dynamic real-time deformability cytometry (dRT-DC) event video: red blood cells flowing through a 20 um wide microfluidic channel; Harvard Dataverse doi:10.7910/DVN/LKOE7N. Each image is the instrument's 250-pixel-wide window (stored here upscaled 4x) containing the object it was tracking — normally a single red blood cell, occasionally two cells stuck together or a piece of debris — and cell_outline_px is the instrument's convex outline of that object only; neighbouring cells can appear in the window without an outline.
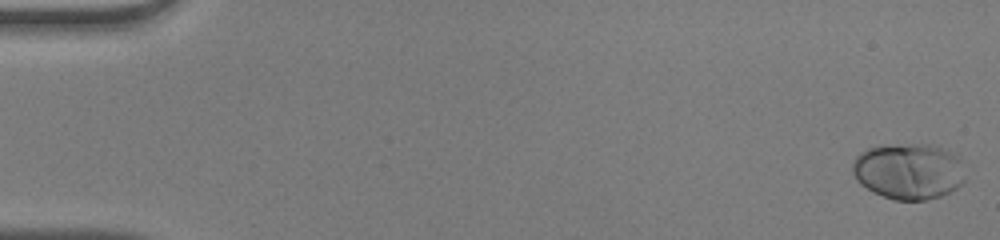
{"species": "human", "species_latin": "Homo sapiens", "temperature_condition": "warm", "stored_images_in_passage": 17, "camera_frame_rate_fps": 3000, "um_per_image_px": 0.085, "donor": {"sex": "male"}, "frame": {"image": 1, "passage_image": 1, "time_ms": 0.0, "image_size_px": [1000, 240], "cell_outline_px": [[964, 180], [956, 188], [940, 196], [924, 200], [896, 200], [872, 192], [860, 184], [856, 180], [852, 172], [852, 160], [860, 152], [868, 148], [908, 144], [928, 144], [956, 152], [960, 156]], "centroid_in_image_um": [77.22, 14.55], "position_along_channel_um": 7.8, "area_um2": 36.88}}
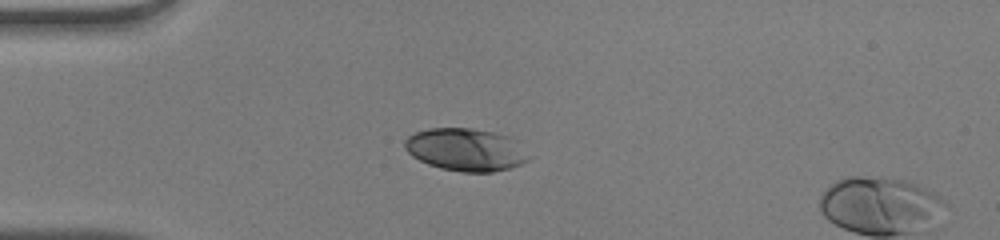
{"frame": {"image": 2, "passage_image": 14, "time_ms": 4.333, "image_size_px": [1000, 240], "cell_outline_px": [[532, 156], [528, 160], [520, 164], [508, 168], [492, 172], [460, 172], [440, 168], [428, 164], [412, 156], [404, 148], [404, 140], [408, 136], [416, 132], [428, 128], [472, 128], [496, 132], [508, 136], [516, 140]], "centroid_in_image_um": [39.6, 12.71], "position_along_channel_um": 45.4, "area_um2": 31.04}}